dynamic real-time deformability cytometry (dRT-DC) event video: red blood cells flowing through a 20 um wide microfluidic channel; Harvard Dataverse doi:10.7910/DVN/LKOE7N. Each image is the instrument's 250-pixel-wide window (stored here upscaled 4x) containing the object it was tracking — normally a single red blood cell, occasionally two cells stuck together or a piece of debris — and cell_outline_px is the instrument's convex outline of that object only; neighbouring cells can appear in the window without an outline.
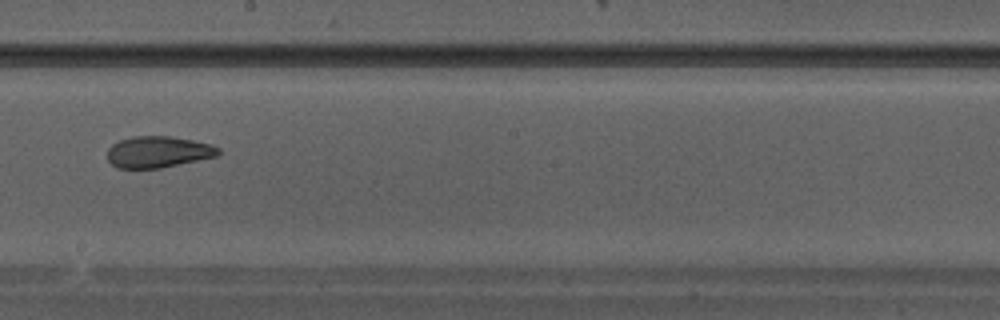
{"species": "Egyptian fruit bat (a non-hibernating species)", "species_latin": "Rousettus aegyptiacus", "temperature_condition": "warm", "stored_images_in_passage": 36, "camera_frame_rate_fps": 3000, "um_per_image_px": 0.085, "animal": {"sex": "male"}, "frame": {"image": 1, "passage_image": 21, "time_ms": 6.667, "image_size_px": [1000, 320], "cell_outline_px": [[220, 152], [216, 156], [160, 168], [116, 168], [108, 160], [108, 148], [112, 144], [120, 140], [132, 136], [168, 136], [192, 140], [212, 144], [220, 148]], "centroid_in_image_um": [13.43, 12.91], "position_along_channel_um": 234.8, "area_um2": 20.23}}